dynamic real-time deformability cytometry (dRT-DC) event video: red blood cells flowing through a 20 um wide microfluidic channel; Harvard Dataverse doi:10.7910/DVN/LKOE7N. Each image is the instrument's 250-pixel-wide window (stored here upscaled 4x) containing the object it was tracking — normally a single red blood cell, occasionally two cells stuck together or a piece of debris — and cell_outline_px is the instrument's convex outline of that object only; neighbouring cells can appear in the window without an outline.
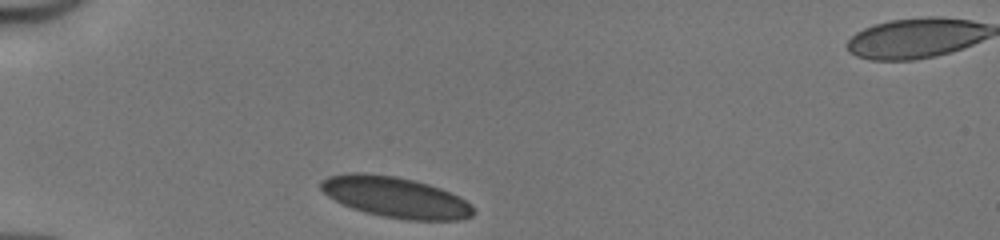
{"species": "human", "species_latin": "Homo sapiens", "temperature_condition": "cold", "stored_images_in_passage": 29, "camera_frame_rate_fps": 3000, "um_per_image_px": 0.085, "donor": {"sex": "male"}, "frame": {"image": 1, "passage_image": 1, "time_ms": 0.0, "image_size_px": [1000, 240], "cell_outline_px": [[476, 212], [472, 216], [460, 220], [408, 220], [380, 216], [364, 212], [352, 208], [328, 196], [320, 188], [320, 180], [328, 176], [348, 172], [364, 172], [396, 176], [416, 180], [440, 188], [472, 204]], "centroid_in_image_um": [33.6, 16.75], "position_along_channel_um": 51.4, "area_um2": 36.41}}
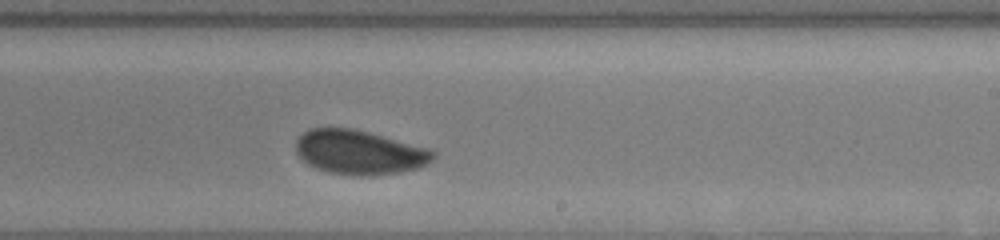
{"frame": {"image": 2, "passage_image": 18, "time_ms": 5.667, "image_size_px": [1000, 240], "cell_outline_px": [[436, 156], [432, 160], [416, 168], [400, 172], [376, 176], [352, 176], [328, 172], [316, 168], [308, 164], [296, 152], [296, 140], [308, 128], [352, 128], [368, 132], [428, 148], [436, 152]], "centroid_in_image_um": [30.53, 12.95], "position_along_channel_um": 258.5, "area_um2": 35.37}}
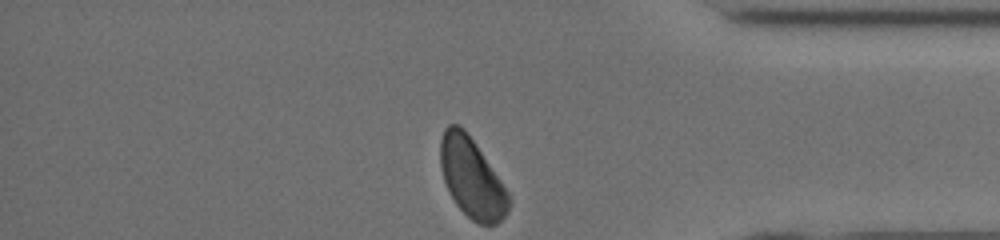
{"frame": {"image": 3, "passage_image": 29, "time_ms": 9.333, "image_size_px": [1000, 240], "cell_outline_px": [[512, 204], [508, 212], [496, 224], [480, 224], [472, 220], [456, 204], [444, 180], [440, 164], [440, 140], [444, 128], [448, 124], [460, 124], [464, 128], [500, 180], [508, 192]], "centroid_in_image_um": [40.1, 15.12], "position_along_channel_um": 395.1, "area_um2": 31.33}, "authors_computed_cell_mechanics": {"area_um2": 35.4892, "velocity_mm_per_s": 4.11, "shape_relaxation_time_tau1_ms": 4.3075, "shape_relaxation_time_tau2_ms": null, "deformation_change_tau1": 0.0953, "deformation_change_tau2": null}}